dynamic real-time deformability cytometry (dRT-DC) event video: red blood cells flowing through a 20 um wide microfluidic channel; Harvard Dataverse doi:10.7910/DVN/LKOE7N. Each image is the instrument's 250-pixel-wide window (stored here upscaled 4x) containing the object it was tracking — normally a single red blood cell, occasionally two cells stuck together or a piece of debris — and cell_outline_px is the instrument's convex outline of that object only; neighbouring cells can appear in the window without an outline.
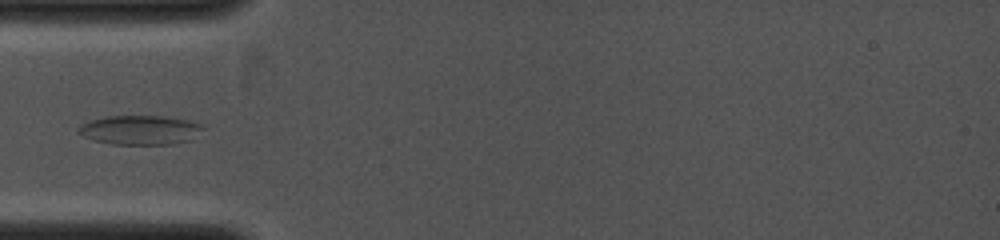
{"species": "common noctule bat (a hibernating species)", "species_latin": "Nyctalus noctula", "temperature_condition": "cold", "stored_images_in_passage": 3, "camera_frame_rate_fps": 4000, "um_per_image_px": 0.085, "animal": {"sex": "female", "body_mass_g": 19.0, "forearm_length_mm": 53.3}, "frame": {"image": 1, "passage_image": 2, "time_ms": 0.5, "image_size_px": [1000, 240], "cell_outline_px": [[204, 128], [192, 140], [176, 144], [112, 144], [96, 140], [84, 136], [76, 132], [76, 128], [92, 120], [108, 116], [164, 116], [188, 120], [200, 124]], "centroid_in_image_um": [11.94, 11.05], "position_along_channel_um": 73.1, "area_um2": 21.15}}